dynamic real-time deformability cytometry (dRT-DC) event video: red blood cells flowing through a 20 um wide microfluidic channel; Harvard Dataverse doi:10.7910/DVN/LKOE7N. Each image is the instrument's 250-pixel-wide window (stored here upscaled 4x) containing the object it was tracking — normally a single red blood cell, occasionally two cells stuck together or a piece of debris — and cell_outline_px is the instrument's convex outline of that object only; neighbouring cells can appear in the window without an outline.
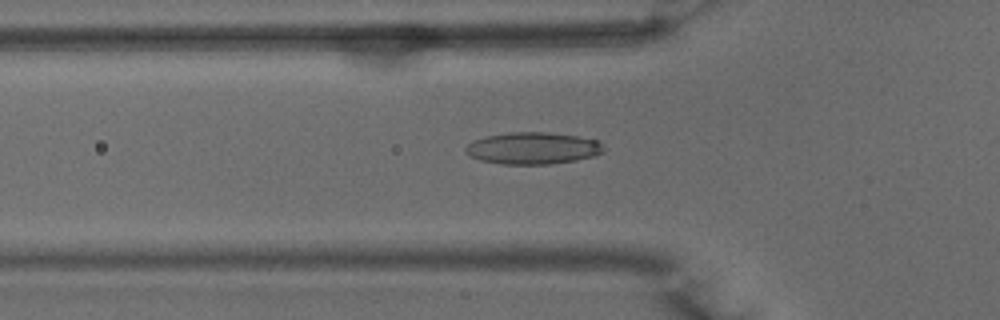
{"species": "common noctule bat (a hibernating species)", "species_latin": "Nyctalus noctula", "temperature_condition": "warm", "stored_images_in_passage": 46, "camera_frame_rate_fps": 3000, "um_per_image_px": 0.085, "animal": {"sex": "male", "body_mass_g": 15.6}, "frame": {"image": 1, "passage_image": 17, "time_ms": 5.333, "image_size_px": [1000, 320], "cell_outline_px": [[604, 152], [592, 156], [576, 160], [548, 164], [504, 164], [480, 160], [464, 152], [464, 148], [472, 140], [488, 136], [512, 132], [548, 132], [576, 136], [600, 140], [604, 148]], "centroid_in_image_um": [45.3, 12.59], "position_along_channel_um": 80.5, "area_um2": 25.61}}
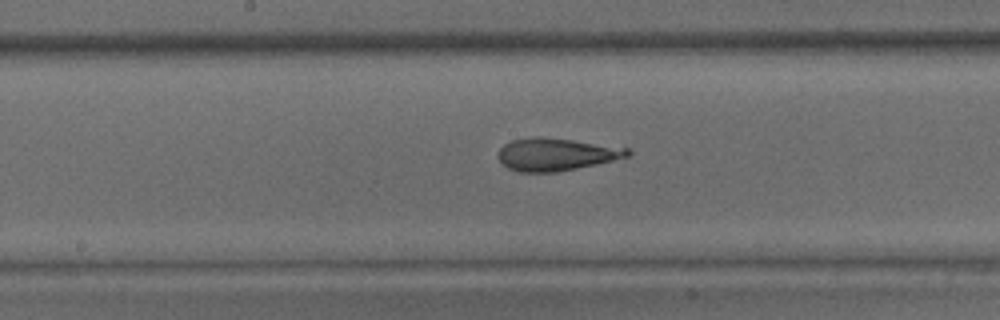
{"frame": {"image": 2, "passage_image": 26, "time_ms": 8.333, "image_size_px": [1000, 320], "cell_outline_px": [[632, 152], [628, 156], [596, 164], [556, 172], [520, 172], [508, 168], [496, 156], [496, 152], [504, 144], [512, 140], [532, 136], [540, 136], [572, 140], [628, 148]], "centroid_in_image_um": [47.21, 13.11], "position_along_channel_um": 201.0, "area_um2": 24.45}}
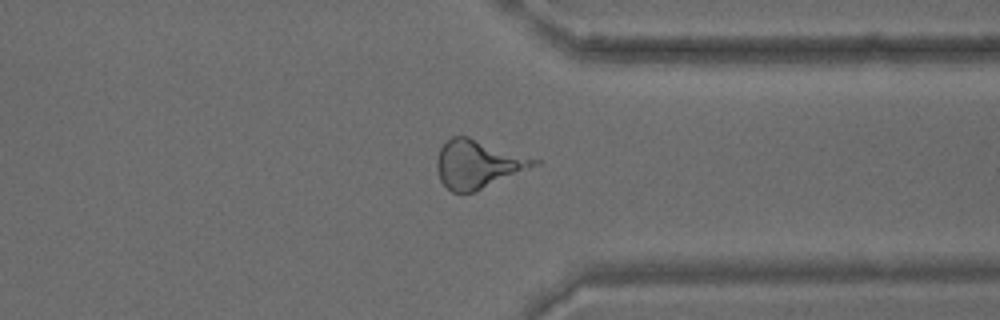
{"frame": {"image": 3, "passage_image": 39, "time_ms": 12.667, "image_size_px": [1000, 320], "cell_outline_px": [[544, 160], [540, 164], [476, 192], [452, 192], [440, 180], [436, 168], [436, 160], [440, 148], [452, 136], [468, 136]], "centroid_in_image_um": [40.68, 13.94], "position_along_channel_um": 370.7, "area_um2": 27.69}, "authors_computed_cell_mechanics": {"area_um2": 25.0852, "velocity_mm_per_s": 3.9838, "shape_relaxation_time_tau1_ms": null, "shape_relaxation_time_tau2_ms": 2.7312, "deformation_change_tau1": null, "deformation_change_tau2": 0.1484}}